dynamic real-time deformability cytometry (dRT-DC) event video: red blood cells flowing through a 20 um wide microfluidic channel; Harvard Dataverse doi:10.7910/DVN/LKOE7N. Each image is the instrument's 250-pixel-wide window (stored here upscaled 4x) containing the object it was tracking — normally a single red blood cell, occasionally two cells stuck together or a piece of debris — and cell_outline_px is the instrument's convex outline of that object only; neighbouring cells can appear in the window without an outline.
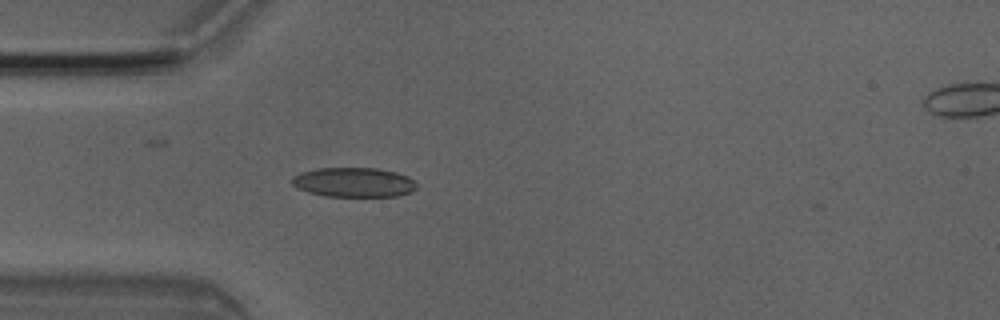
{"species": "Egyptian fruit bat (a non-hibernating species)", "species_latin": "Rousettus aegyptiacus", "temperature_condition": "room temperature", "stored_images_in_passage": 3, "camera_frame_rate_fps": 3000, "um_per_image_px": 0.085, "animal": {"sex": "male"}, "frame": {"image": 1, "passage_image": 2, "time_ms": 0.333, "image_size_px": [1000, 320], "cell_outline_px": [[416, 188], [412, 192], [396, 196], [324, 196], [308, 192], [296, 188], [292, 184], [292, 176], [300, 172], [320, 168], [376, 168], [396, 172], [408, 176], [416, 184]], "centroid_in_image_um": [30.05, 15.49], "position_along_channel_um": 55.0, "area_um2": 21.5}}